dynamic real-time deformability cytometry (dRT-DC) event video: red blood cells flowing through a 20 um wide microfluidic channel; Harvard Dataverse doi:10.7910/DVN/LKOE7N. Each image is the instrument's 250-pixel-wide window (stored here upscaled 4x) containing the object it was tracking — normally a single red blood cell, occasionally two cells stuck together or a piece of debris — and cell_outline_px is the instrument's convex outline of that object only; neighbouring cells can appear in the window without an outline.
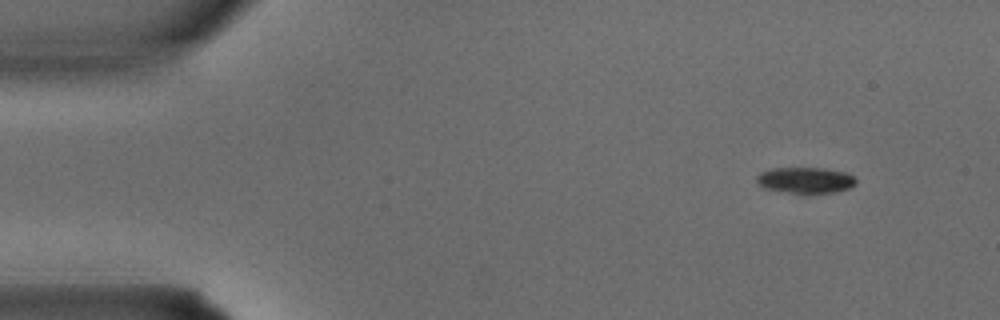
{"species": "common noctule bat (a hibernating species)", "species_latin": "Nyctalus noctula", "temperature_condition": "warm", "stored_images_in_passage": 32, "camera_frame_rate_fps": 3000, "um_per_image_px": 0.085, "animal": {"sex": "male", "body_mass_g": 15.6}, "frame": {"image": 1, "passage_image": 1, "time_ms": 0.0, "image_size_px": [1000, 320], "cell_outline_px": [[856, 184], [848, 188], [832, 192], [804, 196], [764, 188], [756, 180], [756, 176], [760, 172], [772, 168], [820, 168], [844, 172], [852, 176], [856, 180]], "centroid_in_image_um": [68.42, 15.35], "position_along_channel_um": 16.6, "area_um2": 15.37}}
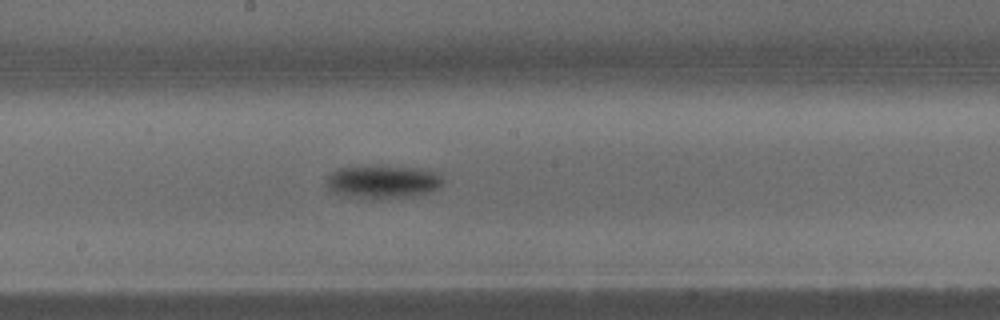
{"frame": {"image": 2, "passage_image": 16, "time_ms": 5.0, "image_size_px": [1000, 320], "cell_outline_px": [[444, 180], [436, 188], [428, 192], [412, 196], [380, 200], [372, 200], [348, 196], [332, 192], [324, 184], [324, 180], [332, 172], [340, 168], [424, 168], [440, 172]], "centroid_in_image_um": [32.54, 15.5], "position_along_channel_um": 215.7, "area_um2": 22.31}}
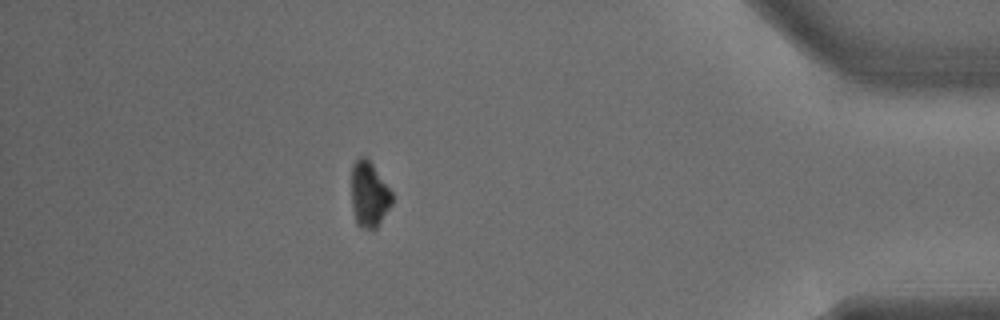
{"frame": {"image": 3, "passage_image": 28, "time_ms": 9.0, "image_size_px": [1000, 320], "cell_outline_px": [[392, 204], [376, 228], [360, 228], [356, 224], [352, 208], [352, 164], [360, 156], [364, 156], [372, 164], [392, 192]], "centroid_in_image_um": [31.36, 16.54], "position_along_channel_um": 403.8, "area_um2": 15.37}}